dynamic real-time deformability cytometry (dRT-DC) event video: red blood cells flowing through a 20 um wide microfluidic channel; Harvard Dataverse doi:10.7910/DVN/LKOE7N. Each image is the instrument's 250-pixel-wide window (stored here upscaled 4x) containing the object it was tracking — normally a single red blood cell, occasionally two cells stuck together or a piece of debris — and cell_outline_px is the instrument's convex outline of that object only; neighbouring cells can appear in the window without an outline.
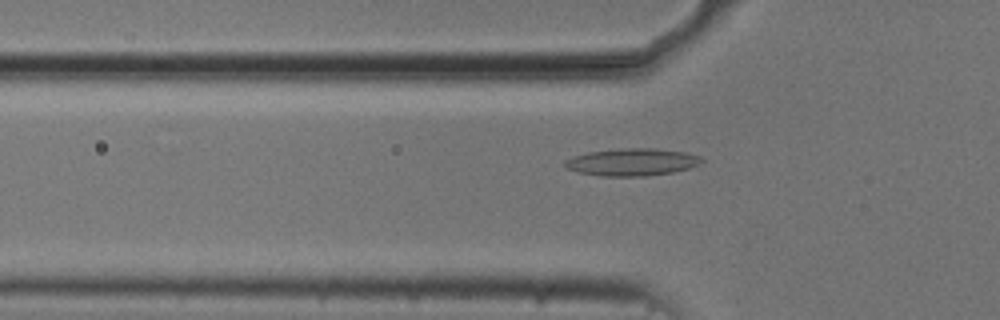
{"species": "common noctule bat (a hibernating species)", "species_latin": "Nyctalus noctula", "temperature_condition": "cold", "stored_images_in_passage": 44, "camera_frame_rate_fps": 3000, "um_per_image_px": 0.085, "animal": {"sex": "male", "body_mass_g": 20.5, "forearm_length_mm": 52.5}, "frame": {"image": 1, "passage_image": 8, "time_ms": 2.333, "image_size_px": [1000, 320], "cell_outline_px": [[704, 160], [700, 164], [688, 168], [672, 172], [644, 176], [600, 176], [580, 172], [568, 168], [564, 164], [564, 160], [572, 156], [588, 152], [624, 148], [656, 148], [684, 152], [700, 156]], "centroid_in_image_um": [53.73, 13.77], "position_along_channel_um": 72.1, "area_um2": 21.68}}
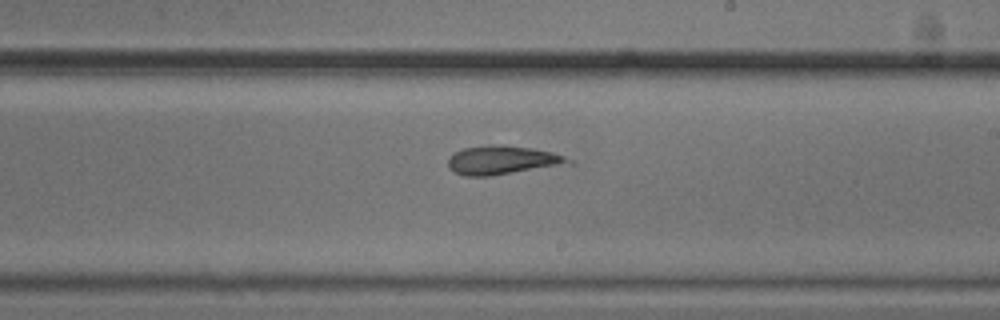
{"frame": {"image": 2, "passage_image": 22, "time_ms": 7.0, "image_size_px": [1000, 320], "cell_outline_px": [[572, 164], [492, 176], [464, 176], [448, 168], [448, 160], [456, 152], [464, 148], [532, 148], [552, 152], [564, 156], [572, 160]], "centroid_in_image_um": [42.76, 13.68], "position_along_channel_um": 246.2, "area_um2": 19.19}}
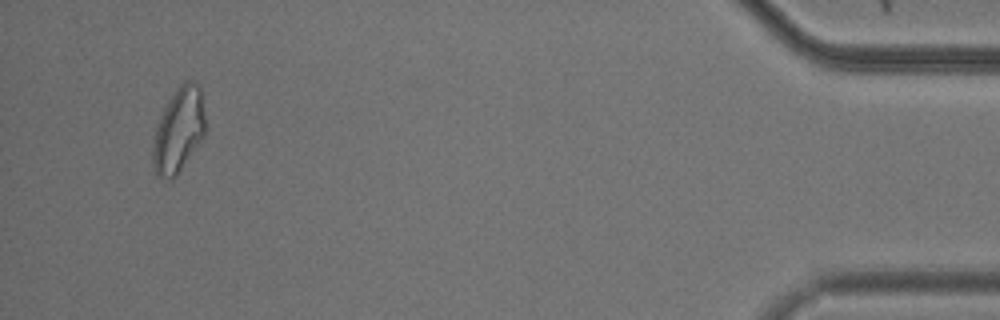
{"frame": {"image": 3, "passage_image": 42, "time_ms": 13.667, "image_size_px": [1000, 320], "cell_outline_px": [[204, 136], [176, 176], [172, 180], [156, 176], [152, 164], [152, 144], [156, 128], [160, 116], [168, 100], [180, 84], [184, 80], [192, 80], [200, 88], [204, 116]], "centroid_in_image_um": [15.15, 11.09], "position_along_channel_um": 420.1, "area_um2": 25.72}, "authors_computed_cell_mechanics": {"area_um2": 19.9121, "velocity_mm_per_s": 3.7272, "shape_relaxation_time_tau1_ms": null, "shape_relaxation_time_tau2_ms": 2.8056, "deformation_change_tau1": null, "deformation_change_tau2": 0.0965}}